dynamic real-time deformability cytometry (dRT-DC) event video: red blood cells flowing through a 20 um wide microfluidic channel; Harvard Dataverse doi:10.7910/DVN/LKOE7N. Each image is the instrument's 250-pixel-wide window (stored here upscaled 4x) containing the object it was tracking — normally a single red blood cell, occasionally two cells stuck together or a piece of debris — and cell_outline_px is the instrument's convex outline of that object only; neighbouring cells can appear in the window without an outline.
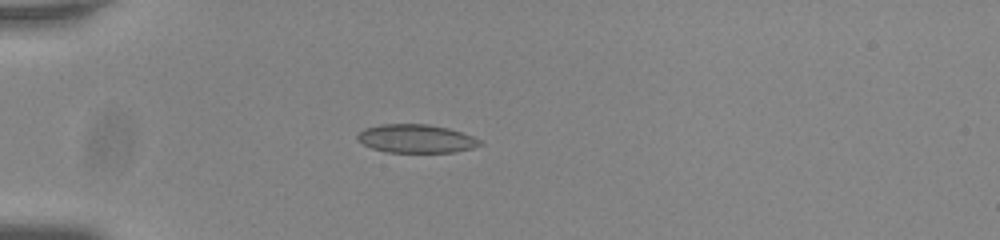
{"species": "common noctule bat (a hibernating species)", "species_latin": "Nyctalus noctula", "temperature_condition": "room temperature", "stored_images_in_passage": 40, "camera_frame_rate_fps": 3000, "um_per_image_px": 0.085, "animal": {"sex": "male", "body_mass_g": 20.0, "forearm_length_mm": 53.3}, "frame": {"image": 1, "passage_image": 1, "time_ms": 0.0, "image_size_px": [1000, 240], "cell_outline_px": [[484, 144], [472, 148], [452, 152], [388, 152], [372, 148], [356, 140], [356, 136], [364, 128], [380, 124], [428, 124], [448, 128], [472, 136], [480, 140]], "centroid_in_image_um": [35.35, 11.78], "position_along_channel_um": 49.6, "area_um2": 20.23}}
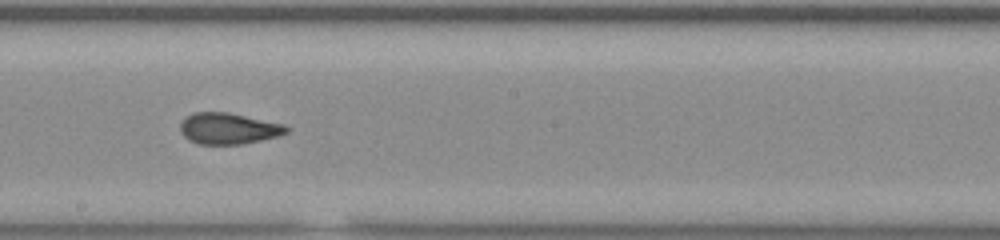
{"frame": {"image": 2, "passage_image": 17, "time_ms": 5.333, "image_size_px": [1000, 240], "cell_outline_px": [[292, 128], [288, 132], [280, 136], [240, 144], [200, 144], [188, 140], [180, 132], [180, 124], [192, 112], [228, 112], [284, 124]], "centroid_in_image_um": [19.45, 10.92], "position_along_channel_um": 228.8, "area_um2": 19.36}}
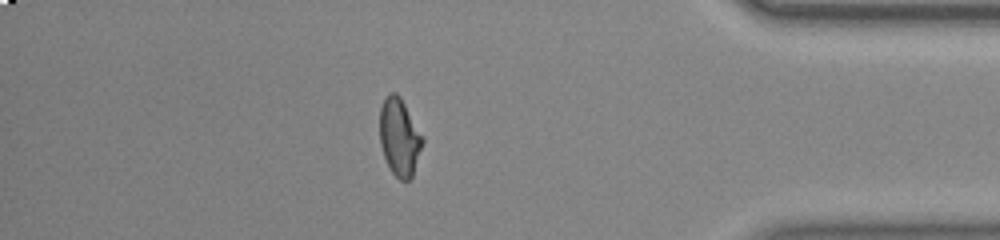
{"frame": {"image": 3, "passage_image": 33, "time_ms": 10.667, "image_size_px": [1000, 240], "cell_outline_px": [[424, 140], [412, 176], [408, 180], [400, 180], [392, 172], [384, 156], [380, 144], [380, 108], [388, 92], [396, 92], [400, 96], [424, 136]], "centroid_in_image_um": [33.96, 11.62], "position_along_channel_um": 401.2, "area_um2": 19.31}, "authors_computed_cell_mechanics": {"area_um2": 19.3341, "velocity_mm_per_s": 3.7875, "shape_relaxation_time_tau1_ms": null, "shape_relaxation_time_tau2_ms": 0.9046, "deformation_change_tau1": null, "deformation_change_tau2": 0.0515}}